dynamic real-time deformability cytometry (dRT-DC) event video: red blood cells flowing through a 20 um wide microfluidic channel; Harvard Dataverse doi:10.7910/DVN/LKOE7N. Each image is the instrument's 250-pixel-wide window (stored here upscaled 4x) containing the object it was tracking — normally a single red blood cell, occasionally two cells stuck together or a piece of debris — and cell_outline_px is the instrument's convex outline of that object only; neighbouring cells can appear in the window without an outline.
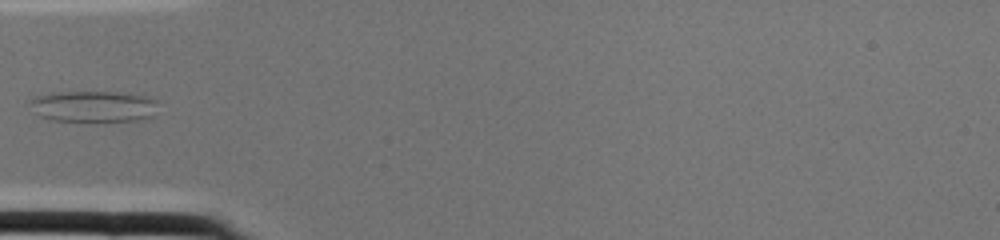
{"species": "common noctule bat (a hibernating species)", "species_latin": "Nyctalus noctula", "temperature_condition": "cold", "stored_images_in_passage": 2, "camera_frame_rate_fps": 3000, "um_per_image_px": 0.085, "animal": {"sex": "female", "body_mass_g": 22.0, "forearm_length_mm": 56.7}, "frame": {"image": 1, "passage_image": 2, "time_ms": 0.333, "image_size_px": [1000, 240], "cell_outline_px": [[156, 100], [152, 116], [144, 120], [104, 124], [52, 120], [40, 116], [28, 104], [28, 100], [36, 96], [52, 92], [116, 92], [144, 96]], "centroid_in_image_um": [7.91, 9.1], "position_along_channel_um": 77.1, "area_um2": 24.22}}